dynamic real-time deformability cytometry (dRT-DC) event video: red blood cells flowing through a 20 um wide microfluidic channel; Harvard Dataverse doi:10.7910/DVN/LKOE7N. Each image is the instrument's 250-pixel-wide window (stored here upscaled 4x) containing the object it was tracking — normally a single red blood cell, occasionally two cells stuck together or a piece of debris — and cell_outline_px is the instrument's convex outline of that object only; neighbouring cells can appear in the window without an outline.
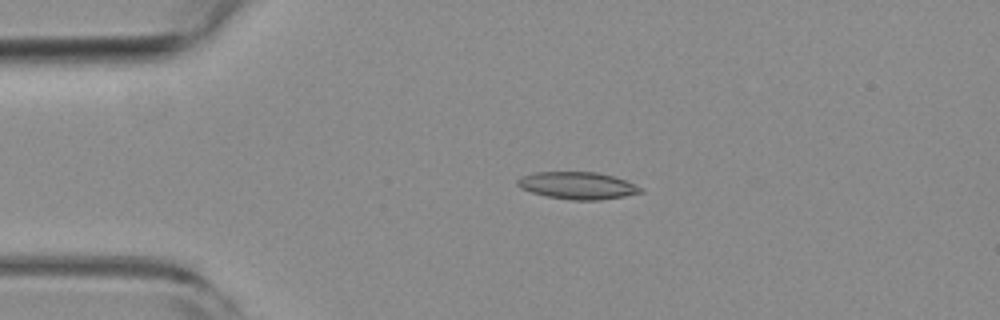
{"species": "common noctule bat (a hibernating species)", "species_latin": "Nyctalus noctula", "temperature_condition": "room temperature", "stored_images_in_passage": 15, "camera_frame_rate_fps": 3000, "um_per_image_px": 0.085, "animal": {"sex": "female", "body_mass_g": 19.3, "forearm_length_mm": 54.1}, "frame": {"image": 1, "passage_image": 11, "time_ms": 3.333, "image_size_px": [1000, 320], "cell_outline_px": [[644, 192], [624, 196], [600, 200], [572, 200], [548, 196], [532, 192], [520, 188], [516, 184], [516, 180], [532, 172], [596, 172], [612, 176], [624, 180], [644, 188]], "centroid_in_image_um": [49.1, 15.77], "position_along_channel_um": 35.9, "area_um2": 19.42}}